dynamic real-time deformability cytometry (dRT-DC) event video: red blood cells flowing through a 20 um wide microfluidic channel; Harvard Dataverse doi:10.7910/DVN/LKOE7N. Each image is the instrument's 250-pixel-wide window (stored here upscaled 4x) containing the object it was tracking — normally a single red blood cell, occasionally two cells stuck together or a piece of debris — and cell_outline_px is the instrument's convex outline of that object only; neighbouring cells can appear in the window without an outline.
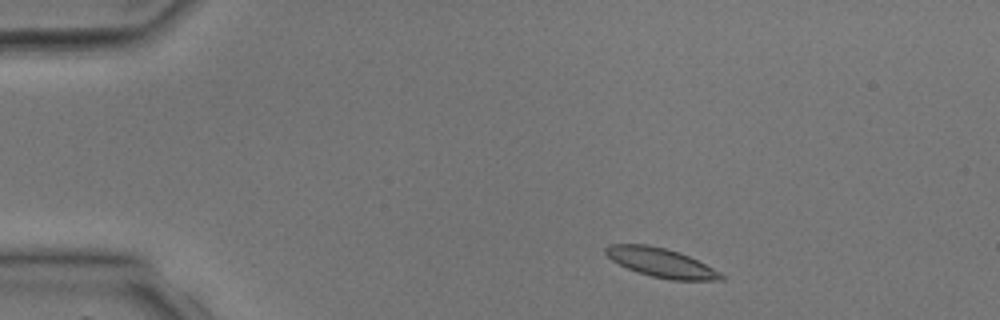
{"species": "common noctule bat (a hibernating species)", "species_latin": "Nyctalus noctula", "temperature_condition": "room temperature", "stored_images_in_passage": 3, "camera_frame_rate_fps": 3000, "um_per_image_px": 0.085, "animal": {"sex": "male", "body_mass_g": 17.9, "forearm_length_mm": 54.2}, "frame": {"image": 1, "passage_image": 1, "time_ms": 0.0, "image_size_px": [1000, 320], "cell_outline_px": [[724, 280], [672, 280], [652, 276], [628, 268], [612, 260], [604, 252], [604, 248], [608, 244], [644, 244], [664, 248], [680, 252], [720, 272], [724, 276]], "centroid_in_image_um": [56.18, 22.32], "position_along_channel_um": 28.8, "area_um2": 19.19}}
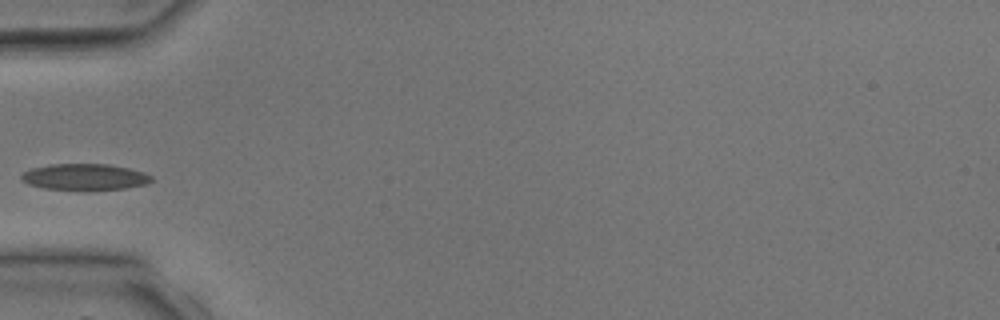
{"frame": {"image": 2, "passage_image": 3, "time_ms": 2.333, "image_size_px": [1000, 320], "cell_outline_px": [[152, 180], [148, 184], [124, 188], [88, 192], [44, 188], [28, 184], [20, 180], [20, 176], [24, 172], [32, 168], [52, 164], [108, 164], [128, 168], [144, 172], [152, 176]], "centroid_in_image_um": [7.2, 15.07], "position_along_channel_um": 77.8, "area_um2": 20.46}}